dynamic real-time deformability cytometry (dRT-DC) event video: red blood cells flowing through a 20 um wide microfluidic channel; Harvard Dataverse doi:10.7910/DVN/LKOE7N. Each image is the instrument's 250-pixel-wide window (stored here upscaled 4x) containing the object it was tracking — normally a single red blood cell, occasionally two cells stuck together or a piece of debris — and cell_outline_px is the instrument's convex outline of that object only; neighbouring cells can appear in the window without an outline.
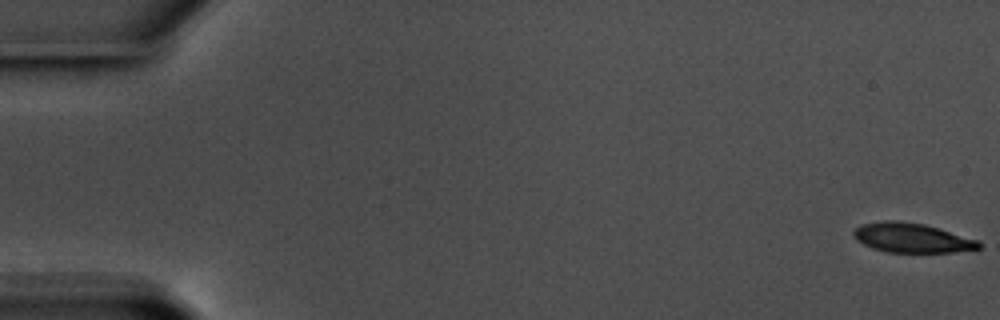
{"species": "common noctule bat (a hibernating species)", "species_latin": "Nyctalus noctula", "temperature_condition": "warm", "stored_images_in_passage": 12, "camera_frame_rate_fps": 3000, "um_per_image_px": 0.085, "animal": {"sex": "male", "body_mass_g": 17.5, "forearm_length_mm": 52.3}, "frame": {"image": 1, "passage_image": 1, "time_ms": 0.0, "image_size_px": [1000, 320], "cell_outline_px": [[980, 248], [952, 252], [888, 252], [872, 248], [856, 240], [852, 236], [852, 232], [860, 224], [884, 220], [896, 220], [924, 224], [980, 240]], "centroid_in_image_um": [77.47, 20.21], "position_along_channel_um": 7.5, "area_um2": 21.56}}